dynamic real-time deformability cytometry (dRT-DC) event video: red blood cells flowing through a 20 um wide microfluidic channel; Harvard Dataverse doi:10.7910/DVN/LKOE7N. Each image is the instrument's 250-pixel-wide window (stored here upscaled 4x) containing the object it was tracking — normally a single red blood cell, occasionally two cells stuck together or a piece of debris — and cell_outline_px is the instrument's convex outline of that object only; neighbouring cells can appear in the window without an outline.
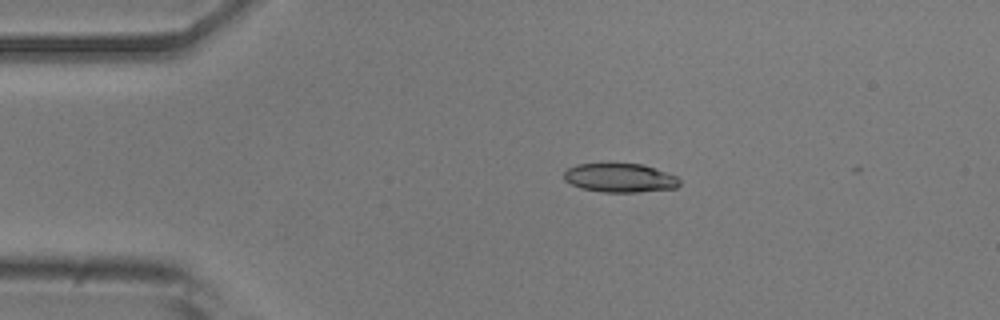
{"species": "common noctule bat (a hibernating species)", "species_latin": "Nyctalus noctula", "temperature_condition": "room temperature", "stored_images_in_passage": 2, "camera_frame_rate_fps": 3000, "um_per_image_px": 0.085, "animal": {"sex": "male", "body_mass_g": 20.5, "forearm_length_mm": 52.5}, "frame": {"image": 1, "passage_image": 1, "time_ms": 0.0, "image_size_px": [1000, 320], "cell_outline_px": [[680, 184], [676, 188], [636, 192], [604, 192], [580, 188], [564, 180], [564, 172], [568, 168], [576, 164], [604, 160], [644, 164], [676, 176], [680, 180]], "centroid_in_image_um": [52.64, 15.06], "position_along_channel_um": 32.4, "area_um2": 20.35}}